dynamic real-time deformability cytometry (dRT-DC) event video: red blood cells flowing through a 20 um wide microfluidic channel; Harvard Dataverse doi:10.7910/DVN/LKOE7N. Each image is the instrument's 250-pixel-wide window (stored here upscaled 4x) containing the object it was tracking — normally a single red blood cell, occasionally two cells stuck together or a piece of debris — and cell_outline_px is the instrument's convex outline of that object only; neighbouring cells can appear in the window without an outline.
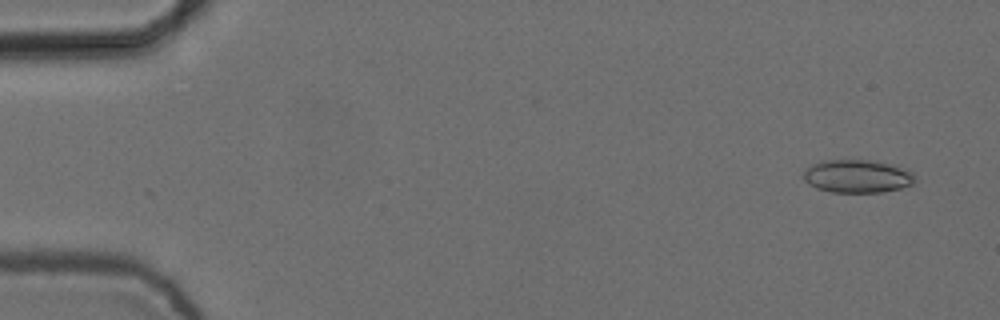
{"species": "common noctule bat (a hibernating species)", "species_latin": "Nyctalus noctula", "temperature_condition": "cold", "stored_images_in_passage": 4, "camera_frame_rate_fps": 3000, "um_per_image_px": 0.085, "animal": {"sex": "female", "body_mass_g": 24.6, "forearm_length_mm": 56.2}, "frame": {"image": 1, "passage_image": 1, "time_ms": 0.0, "image_size_px": [1000, 320], "cell_outline_px": [[916, 180], [912, 184], [900, 188], [880, 192], [832, 192], [816, 188], [808, 184], [804, 180], [804, 172], [812, 164], [820, 160], [876, 160], [892, 164], [912, 172], [916, 176]], "centroid_in_image_um": [72.87, 14.97], "position_along_channel_um": 12.1, "area_um2": 21.56}}